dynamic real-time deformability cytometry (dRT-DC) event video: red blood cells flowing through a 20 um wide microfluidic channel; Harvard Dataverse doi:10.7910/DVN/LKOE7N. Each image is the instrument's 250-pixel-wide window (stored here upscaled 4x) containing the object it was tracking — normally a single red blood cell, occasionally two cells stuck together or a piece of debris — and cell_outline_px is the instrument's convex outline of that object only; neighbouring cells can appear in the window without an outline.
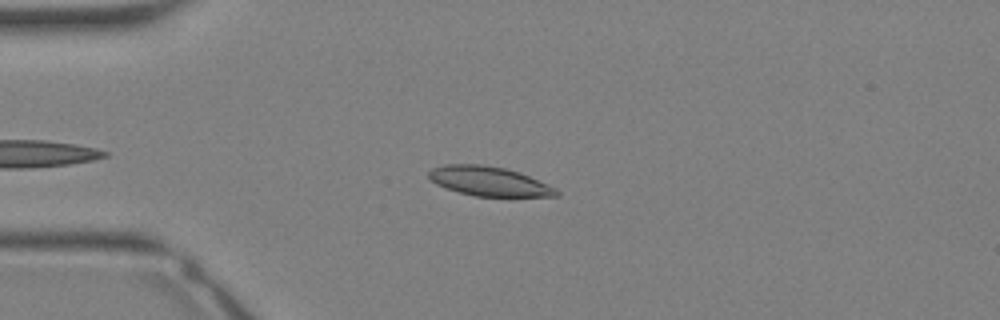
{"species": "Egyptian fruit bat (a non-hibernating species)", "species_latin": "Rousettus aegyptiacus", "temperature_condition": "warm", "stored_images_in_passage": 31, "camera_frame_rate_fps": 3000, "um_per_image_px": 0.085, "animal": {"sex": "female"}, "frame": {"image": 1, "passage_image": 8, "time_ms": 2.333, "image_size_px": [1000, 320], "cell_outline_px": [[560, 196], [476, 196], [460, 192], [436, 184], [428, 176], [428, 172], [432, 168], [444, 164], [480, 164], [504, 168], [520, 172], [556, 188], [560, 192]], "centroid_in_image_um": [41.58, 15.4], "position_along_channel_um": 43.4, "area_um2": 21.68}}
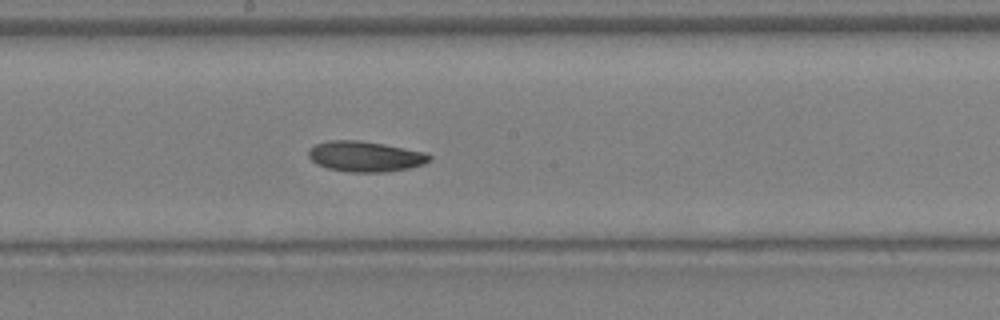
{"frame": {"image": 2, "passage_image": 18, "time_ms": 5.667, "image_size_px": [1000, 320], "cell_outline_px": [[432, 160], [424, 164], [408, 168], [384, 172], [348, 172], [328, 168], [316, 164], [308, 156], [308, 148], [316, 144], [328, 140], [360, 140], [384, 144], [428, 152], [432, 156]], "centroid_in_image_um": [31.06, 13.29], "position_along_channel_um": 217.1, "area_um2": 21.73}}
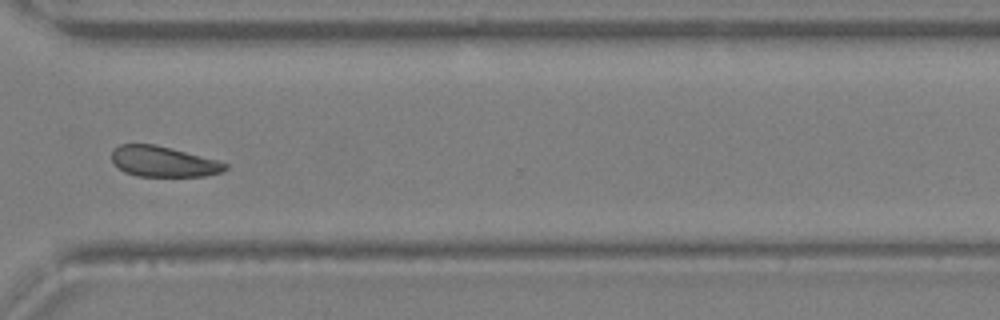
{"frame": {"image": 3, "passage_image": 25, "time_ms": 8.0, "image_size_px": [1000, 320], "cell_outline_px": [[228, 168], [220, 172], [204, 176], [136, 176], [124, 172], [112, 160], [112, 152], [120, 144], [156, 144], [172, 148], [216, 160], [228, 164]], "centroid_in_image_um": [13.88, 13.73], "position_along_channel_um": 356.7, "area_um2": 20.0}}